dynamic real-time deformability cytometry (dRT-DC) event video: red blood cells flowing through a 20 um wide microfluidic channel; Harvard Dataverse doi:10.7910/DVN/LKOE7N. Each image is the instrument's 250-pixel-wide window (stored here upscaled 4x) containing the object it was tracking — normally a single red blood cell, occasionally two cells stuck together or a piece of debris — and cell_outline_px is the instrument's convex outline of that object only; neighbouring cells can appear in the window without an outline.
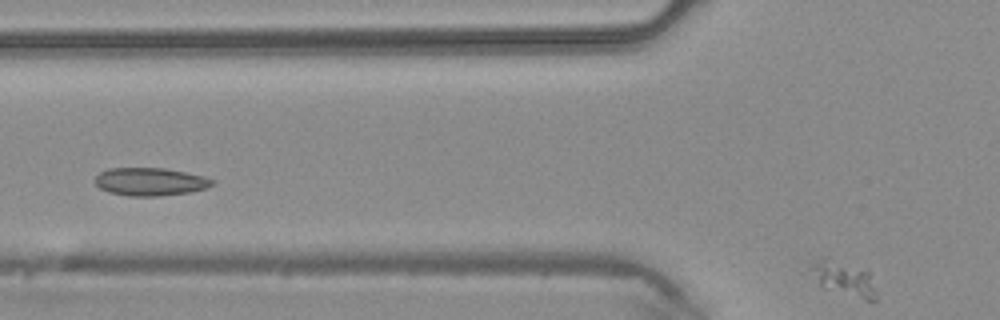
{"species": "common noctule bat (a hibernating species)", "species_latin": "Nyctalus noctula", "temperature_condition": "warm", "stored_images_in_passage": 11, "segment_of_instrument_passage": [2, 2], "camera_frame_rate_fps": 3000, "um_per_image_px": 0.085, "animal": {"sex": "male", "body_mass_g": 20.4}, "frame": {"image": 1, "passage_image": 11, "time_ms": 3.333, "image_size_px": [1000, 320], "cell_outline_px": [[876, 300], [868, 300], [824, 288], [820, 284], [812, 268], [824, 256], [868, 272], [876, 292]], "centroid_in_image_um": [71.79, 23.71], "position_along_channel_um": 54.0, "area_um2": 12.08}}